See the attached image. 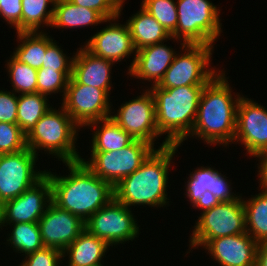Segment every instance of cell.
Here are the masks:
<instances>
[{"label":"cell","instance_id":"obj_29","mask_svg":"<svg viewBox=\"0 0 267 266\" xmlns=\"http://www.w3.org/2000/svg\"><path fill=\"white\" fill-rule=\"evenodd\" d=\"M7 225L13 227L12 232L8 235L10 237L6 240L8 244H11L14 252L24 253L22 254L24 256L45 247L38 223L6 224L0 225V228Z\"/></svg>","mask_w":267,"mask_h":266},{"label":"cell","instance_id":"obj_13","mask_svg":"<svg viewBox=\"0 0 267 266\" xmlns=\"http://www.w3.org/2000/svg\"><path fill=\"white\" fill-rule=\"evenodd\" d=\"M136 99L122 103L117 114L111 118L134 140L154 145L157 137L162 136L156 124L155 101L148 89Z\"/></svg>","mask_w":267,"mask_h":266},{"label":"cell","instance_id":"obj_43","mask_svg":"<svg viewBox=\"0 0 267 266\" xmlns=\"http://www.w3.org/2000/svg\"><path fill=\"white\" fill-rule=\"evenodd\" d=\"M2 206H3V203L0 201V219H1V215H2Z\"/></svg>","mask_w":267,"mask_h":266},{"label":"cell","instance_id":"obj_38","mask_svg":"<svg viewBox=\"0 0 267 266\" xmlns=\"http://www.w3.org/2000/svg\"><path fill=\"white\" fill-rule=\"evenodd\" d=\"M0 15L16 33L22 32V0H0Z\"/></svg>","mask_w":267,"mask_h":266},{"label":"cell","instance_id":"obj_14","mask_svg":"<svg viewBox=\"0 0 267 266\" xmlns=\"http://www.w3.org/2000/svg\"><path fill=\"white\" fill-rule=\"evenodd\" d=\"M51 202V182L45 174L21 195L3 203L0 225L38 223Z\"/></svg>","mask_w":267,"mask_h":266},{"label":"cell","instance_id":"obj_4","mask_svg":"<svg viewBox=\"0 0 267 266\" xmlns=\"http://www.w3.org/2000/svg\"><path fill=\"white\" fill-rule=\"evenodd\" d=\"M204 86L160 88L151 86L156 111V124L161 135L167 133L158 148L179 145L191 133Z\"/></svg>","mask_w":267,"mask_h":266},{"label":"cell","instance_id":"obj_42","mask_svg":"<svg viewBox=\"0 0 267 266\" xmlns=\"http://www.w3.org/2000/svg\"><path fill=\"white\" fill-rule=\"evenodd\" d=\"M256 266H267V241L257 245Z\"/></svg>","mask_w":267,"mask_h":266},{"label":"cell","instance_id":"obj_15","mask_svg":"<svg viewBox=\"0 0 267 266\" xmlns=\"http://www.w3.org/2000/svg\"><path fill=\"white\" fill-rule=\"evenodd\" d=\"M236 141L244 145L251 157L267 150V110L243 95L237 108L233 143Z\"/></svg>","mask_w":267,"mask_h":266},{"label":"cell","instance_id":"obj_16","mask_svg":"<svg viewBox=\"0 0 267 266\" xmlns=\"http://www.w3.org/2000/svg\"><path fill=\"white\" fill-rule=\"evenodd\" d=\"M40 234L45 247L64 251L85 229V222L53 202L38 221Z\"/></svg>","mask_w":267,"mask_h":266},{"label":"cell","instance_id":"obj_37","mask_svg":"<svg viewBox=\"0 0 267 266\" xmlns=\"http://www.w3.org/2000/svg\"><path fill=\"white\" fill-rule=\"evenodd\" d=\"M25 256L19 266H59L63 261L62 251L52 247H43Z\"/></svg>","mask_w":267,"mask_h":266},{"label":"cell","instance_id":"obj_8","mask_svg":"<svg viewBox=\"0 0 267 266\" xmlns=\"http://www.w3.org/2000/svg\"><path fill=\"white\" fill-rule=\"evenodd\" d=\"M190 237V248L198 249L209 240L246 233L245 209L242 195L239 199L220 202L200 213Z\"/></svg>","mask_w":267,"mask_h":266},{"label":"cell","instance_id":"obj_22","mask_svg":"<svg viewBox=\"0 0 267 266\" xmlns=\"http://www.w3.org/2000/svg\"><path fill=\"white\" fill-rule=\"evenodd\" d=\"M109 245L84 229L80 235L62 252L68 256V266L104 265L102 259Z\"/></svg>","mask_w":267,"mask_h":266},{"label":"cell","instance_id":"obj_1","mask_svg":"<svg viewBox=\"0 0 267 266\" xmlns=\"http://www.w3.org/2000/svg\"><path fill=\"white\" fill-rule=\"evenodd\" d=\"M225 76V71L219 70L204 86L189 137H199L210 145L229 146L233 143L241 95H232V88ZM233 96L237 97L233 99Z\"/></svg>","mask_w":267,"mask_h":266},{"label":"cell","instance_id":"obj_9","mask_svg":"<svg viewBox=\"0 0 267 266\" xmlns=\"http://www.w3.org/2000/svg\"><path fill=\"white\" fill-rule=\"evenodd\" d=\"M154 145L141 140L116 151L91 152V159L81 158L93 173L115 187L124 177L137 170L155 151Z\"/></svg>","mask_w":267,"mask_h":266},{"label":"cell","instance_id":"obj_2","mask_svg":"<svg viewBox=\"0 0 267 266\" xmlns=\"http://www.w3.org/2000/svg\"><path fill=\"white\" fill-rule=\"evenodd\" d=\"M70 174L46 171L52 187V202L86 222L114 198V187L80 161L64 163Z\"/></svg>","mask_w":267,"mask_h":266},{"label":"cell","instance_id":"obj_27","mask_svg":"<svg viewBox=\"0 0 267 266\" xmlns=\"http://www.w3.org/2000/svg\"><path fill=\"white\" fill-rule=\"evenodd\" d=\"M246 232L259 244L267 241V191L243 199Z\"/></svg>","mask_w":267,"mask_h":266},{"label":"cell","instance_id":"obj_39","mask_svg":"<svg viewBox=\"0 0 267 266\" xmlns=\"http://www.w3.org/2000/svg\"><path fill=\"white\" fill-rule=\"evenodd\" d=\"M17 104L16 93L0 90V122L17 124Z\"/></svg>","mask_w":267,"mask_h":266},{"label":"cell","instance_id":"obj_26","mask_svg":"<svg viewBox=\"0 0 267 266\" xmlns=\"http://www.w3.org/2000/svg\"><path fill=\"white\" fill-rule=\"evenodd\" d=\"M47 32H17L21 42L13 52V57L38 70L42 67L47 50Z\"/></svg>","mask_w":267,"mask_h":266},{"label":"cell","instance_id":"obj_5","mask_svg":"<svg viewBox=\"0 0 267 266\" xmlns=\"http://www.w3.org/2000/svg\"><path fill=\"white\" fill-rule=\"evenodd\" d=\"M52 107L26 134V146L38 156V150L49 152L63 163L81 160L76 150L79 126L63 109Z\"/></svg>","mask_w":267,"mask_h":266},{"label":"cell","instance_id":"obj_3","mask_svg":"<svg viewBox=\"0 0 267 266\" xmlns=\"http://www.w3.org/2000/svg\"><path fill=\"white\" fill-rule=\"evenodd\" d=\"M179 145L156 149L132 174L114 187V198L127 206L166 207L168 170Z\"/></svg>","mask_w":267,"mask_h":266},{"label":"cell","instance_id":"obj_20","mask_svg":"<svg viewBox=\"0 0 267 266\" xmlns=\"http://www.w3.org/2000/svg\"><path fill=\"white\" fill-rule=\"evenodd\" d=\"M73 56L71 77L79 84L103 89L110 96V73L114 62L93 55L84 45Z\"/></svg>","mask_w":267,"mask_h":266},{"label":"cell","instance_id":"obj_41","mask_svg":"<svg viewBox=\"0 0 267 266\" xmlns=\"http://www.w3.org/2000/svg\"><path fill=\"white\" fill-rule=\"evenodd\" d=\"M220 200L210 191H206L201 195V199H198L196 203L192 206L194 208H199L201 211H207L213 208L215 205H218Z\"/></svg>","mask_w":267,"mask_h":266},{"label":"cell","instance_id":"obj_40","mask_svg":"<svg viewBox=\"0 0 267 266\" xmlns=\"http://www.w3.org/2000/svg\"><path fill=\"white\" fill-rule=\"evenodd\" d=\"M253 157L260 158V165L258 166L259 187H261L260 190L267 191V150H264Z\"/></svg>","mask_w":267,"mask_h":266},{"label":"cell","instance_id":"obj_11","mask_svg":"<svg viewBox=\"0 0 267 266\" xmlns=\"http://www.w3.org/2000/svg\"><path fill=\"white\" fill-rule=\"evenodd\" d=\"M37 157L28 147L15 153L0 155V201L2 203L18 197L46 174V170H36Z\"/></svg>","mask_w":267,"mask_h":266},{"label":"cell","instance_id":"obj_18","mask_svg":"<svg viewBox=\"0 0 267 266\" xmlns=\"http://www.w3.org/2000/svg\"><path fill=\"white\" fill-rule=\"evenodd\" d=\"M257 245L246 232L209 240L203 248L220 266H256Z\"/></svg>","mask_w":267,"mask_h":266},{"label":"cell","instance_id":"obj_17","mask_svg":"<svg viewBox=\"0 0 267 266\" xmlns=\"http://www.w3.org/2000/svg\"><path fill=\"white\" fill-rule=\"evenodd\" d=\"M117 19L119 16L107 19L110 24L91 36L84 46L93 55L114 63L136 54L128 24L116 23Z\"/></svg>","mask_w":267,"mask_h":266},{"label":"cell","instance_id":"obj_7","mask_svg":"<svg viewBox=\"0 0 267 266\" xmlns=\"http://www.w3.org/2000/svg\"><path fill=\"white\" fill-rule=\"evenodd\" d=\"M184 53H177L164 77L157 85L160 88H175L181 86H205L216 74V68L211 65V55L214 47L205 44L181 43Z\"/></svg>","mask_w":267,"mask_h":266},{"label":"cell","instance_id":"obj_30","mask_svg":"<svg viewBox=\"0 0 267 266\" xmlns=\"http://www.w3.org/2000/svg\"><path fill=\"white\" fill-rule=\"evenodd\" d=\"M55 2L56 0H22V32H40V27L44 25L51 27ZM49 4L52 8L48 10Z\"/></svg>","mask_w":267,"mask_h":266},{"label":"cell","instance_id":"obj_34","mask_svg":"<svg viewBox=\"0 0 267 266\" xmlns=\"http://www.w3.org/2000/svg\"><path fill=\"white\" fill-rule=\"evenodd\" d=\"M26 135L18 124L0 122V155L25 149Z\"/></svg>","mask_w":267,"mask_h":266},{"label":"cell","instance_id":"obj_6","mask_svg":"<svg viewBox=\"0 0 267 266\" xmlns=\"http://www.w3.org/2000/svg\"><path fill=\"white\" fill-rule=\"evenodd\" d=\"M176 7L178 22L171 37L186 44L214 46L222 31L219 7L210 0H177Z\"/></svg>","mask_w":267,"mask_h":266},{"label":"cell","instance_id":"obj_24","mask_svg":"<svg viewBox=\"0 0 267 266\" xmlns=\"http://www.w3.org/2000/svg\"><path fill=\"white\" fill-rule=\"evenodd\" d=\"M53 10L52 28H81L107 22L99 12L74 5L68 0H56Z\"/></svg>","mask_w":267,"mask_h":266},{"label":"cell","instance_id":"obj_12","mask_svg":"<svg viewBox=\"0 0 267 266\" xmlns=\"http://www.w3.org/2000/svg\"><path fill=\"white\" fill-rule=\"evenodd\" d=\"M99 88L69 79L61 106L81 128L89 123L111 117V99Z\"/></svg>","mask_w":267,"mask_h":266},{"label":"cell","instance_id":"obj_21","mask_svg":"<svg viewBox=\"0 0 267 266\" xmlns=\"http://www.w3.org/2000/svg\"><path fill=\"white\" fill-rule=\"evenodd\" d=\"M188 178L185 195L192 206L206 191L212 192L220 202L233 201L241 197L232 192L231 182L226 179V176L213 167L201 166L194 173L191 172Z\"/></svg>","mask_w":267,"mask_h":266},{"label":"cell","instance_id":"obj_28","mask_svg":"<svg viewBox=\"0 0 267 266\" xmlns=\"http://www.w3.org/2000/svg\"><path fill=\"white\" fill-rule=\"evenodd\" d=\"M47 96L38 92L18 96L17 124L26 135L40 118L52 107Z\"/></svg>","mask_w":267,"mask_h":266},{"label":"cell","instance_id":"obj_35","mask_svg":"<svg viewBox=\"0 0 267 266\" xmlns=\"http://www.w3.org/2000/svg\"><path fill=\"white\" fill-rule=\"evenodd\" d=\"M47 33V50L46 55L44 56V62L42 63L41 68L46 69H55L57 71H72L73 59L67 57L65 53H63V49L57 45L56 40H54Z\"/></svg>","mask_w":267,"mask_h":266},{"label":"cell","instance_id":"obj_36","mask_svg":"<svg viewBox=\"0 0 267 266\" xmlns=\"http://www.w3.org/2000/svg\"><path fill=\"white\" fill-rule=\"evenodd\" d=\"M74 5L99 12L106 20L121 16L125 0H68Z\"/></svg>","mask_w":267,"mask_h":266},{"label":"cell","instance_id":"obj_23","mask_svg":"<svg viewBox=\"0 0 267 266\" xmlns=\"http://www.w3.org/2000/svg\"><path fill=\"white\" fill-rule=\"evenodd\" d=\"M127 20L135 50L175 39L164 27L142 7Z\"/></svg>","mask_w":267,"mask_h":266},{"label":"cell","instance_id":"obj_19","mask_svg":"<svg viewBox=\"0 0 267 266\" xmlns=\"http://www.w3.org/2000/svg\"><path fill=\"white\" fill-rule=\"evenodd\" d=\"M164 42L166 41L136 51L128 75L148 82L153 81L151 86L158 85L177 54V51L164 45Z\"/></svg>","mask_w":267,"mask_h":266},{"label":"cell","instance_id":"obj_31","mask_svg":"<svg viewBox=\"0 0 267 266\" xmlns=\"http://www.w3.org/2000/svg\"><path fill=\"white\" fill-rule=\"evenodd\" d=\"M7 60V71L11 79L13 92L21 94H29L37 92V70L25 63L17 61L12 55Z\"/></svg>","mask_w":267,"mask_h":266},{"label":"cell","instance_id":"obj_32","mask_svg":"<svg viewBox=\"0 0 267 266\" xmlns=\"http://www.w3.org/2000/svg\"><path fill=\"white\" fill-rule=\"evenodd\" d=\"M141 7L171 35L176 30L178 12L174 0H142Z\"/></svg>","mask_w":267,"mask_h":266},{"label":"cell","instance_id":"obj_33","mask_svg":"<svg viewBox=\"0 0 267 266\" xmlns=\"http://www.w3.org/2000/svg\"><path fill=\"white\" fill-rule=\"evenodd\" d=\"M71 76L72 71L40 68L37 70V92L45 96L63 92L62 96L64 97Z\"/></svg>","mask_w":267,"mask_h":266},{"label":"cell","instance_id":"obj_25","mask_svg":"<svg viewBox=\"0 0 267 266\" xmlns=\"http://www.w3.org/2000/svg\"><path fill=\"white\" fill-rule=\"evenodd\" d=\"M98 124L102 125L98 126ZM87 126L94 127L96 130L91 139V152L120 150L134 141L111 117L91 122Z\"/></svg>","mask_w":267,"mask_h":266},{"label":"cell","instance_id":"obj_10","mask_svg":"<svg viewBox=\"0 0 267 266\" xmlns=\"http://www.w3.org/2000/svg\"><path fill=\"white\" fill-rule=\"evenodd\" d=\"M136 222L131 208L113 198L85 222V229L113 247L138 237Z\"/></svg>","mask_w":267,"mask_h":266}]
</instances>
